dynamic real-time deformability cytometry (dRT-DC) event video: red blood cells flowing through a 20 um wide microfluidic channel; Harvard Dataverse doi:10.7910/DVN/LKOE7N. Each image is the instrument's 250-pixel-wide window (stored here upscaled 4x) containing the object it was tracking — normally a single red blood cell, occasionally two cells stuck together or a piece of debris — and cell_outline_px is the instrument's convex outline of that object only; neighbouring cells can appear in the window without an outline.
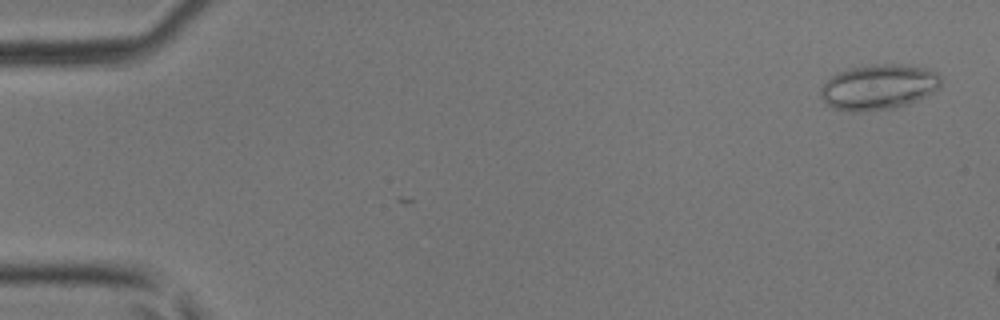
{"species": "common noctule bat (a hibernating species)", "species_latin": "Nyctalus noctula", "temperature_condition": "room temperature", "stored_images_in_passage": 4, "camera_frame_rate_fps": 3000, "um_per_image_px": 0.085, "animal": {"sex": "male", "body_mass_g": 17.9, "forearm_length_mm": 54.2}, "frame": {"image": 1, "passage_image": 2, "time_ms": 0.333, "image_size_px": [1000, 320], "cell_outline_px": [[940, 88], [908, 104], [892, 108], [856, 112], [836, 108], [828, 104], [820, 96], [820, 88], [832, 76], [848, 68], [876, 64], [900, 64], [924, 68], [936, 72], [940, 76]], "centroid_in_image_um": [74.68, 7.39], "position_along_channel_um": 10.3, "area_um2": 31.33}}